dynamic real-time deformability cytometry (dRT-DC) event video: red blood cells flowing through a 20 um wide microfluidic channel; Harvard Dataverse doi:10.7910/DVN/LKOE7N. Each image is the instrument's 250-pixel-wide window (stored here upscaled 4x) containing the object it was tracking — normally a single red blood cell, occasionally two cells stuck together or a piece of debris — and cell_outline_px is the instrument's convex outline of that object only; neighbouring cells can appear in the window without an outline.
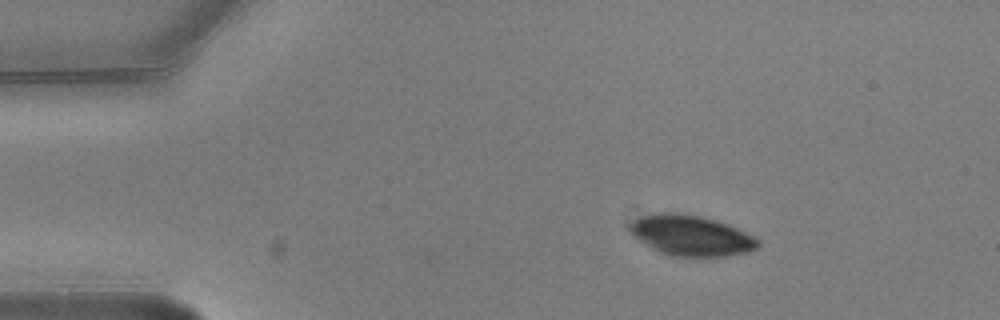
{"species": "common noctule bat (a hibernating species)", "species_latin": "Nyctalus noctula", "temperature_condition": "warm", "stored_images_in_passage": 3, "camera_frame_rate_fps": 3000, "um_per_image_px": 0.085, "animal": {"sex": "male", "body_mass_g": 20.5, "forearm_length_mm": 52.5}, "frame": {"image": 1, "passage_image": 1, "time_ms": 0.0, "image_size_px": [1000, 320], "cell_outline_px": [[760, 248], [748, 252], [728, 256], [672, 256], [660, 252], [652, 248], [640, 240], [628, 228], [628, 224], [644, 216], [660, 212], [684, 212], [716, 220], [728, 224], [760, 240]], "centroid_in_image_um": [58.79, 20.01], "position_along_channel_um": 26.2, "area_um2": 30.11}}